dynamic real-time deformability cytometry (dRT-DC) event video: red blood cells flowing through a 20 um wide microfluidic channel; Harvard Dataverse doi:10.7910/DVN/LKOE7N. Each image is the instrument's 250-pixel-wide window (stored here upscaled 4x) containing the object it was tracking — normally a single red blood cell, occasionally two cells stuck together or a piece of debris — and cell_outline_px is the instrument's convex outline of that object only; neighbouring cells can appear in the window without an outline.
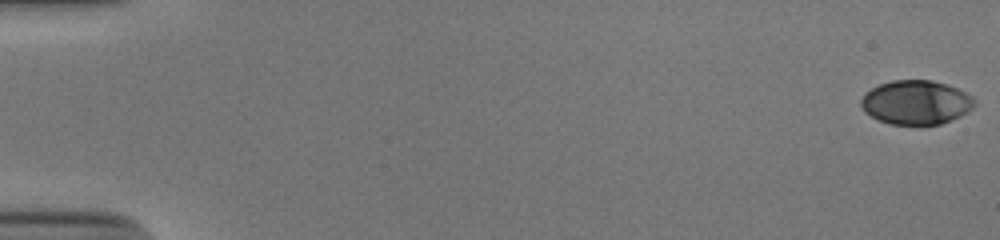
{"species": "human", "species_latin": "Homo sapiens", "temperature_condition": "cold", "stored_images_in_passage": 54, "camera_frame_rate_fps": 3000, "um_per_image_px": 0.085, "donor": {"sex": "male"}, "frame": {"image": 1, "passage_image": 1, "time_ms": 0.0, "image_size_px": [1000, 240], "cell_outline_px": [[976, 104], [968, 112], [960, 116], [940, 124], [892, 124], [880, 120], [864, 112], [860, 104], [860, 100], [872, 88], [880, 84], [892, 80], [932, 80], [948, 84], [972, 96], [976, 100]], "centroid_in_image_um": [77.89, 8.69], "position_along_channel_um": 7.1, "area_um2": 29.02}}
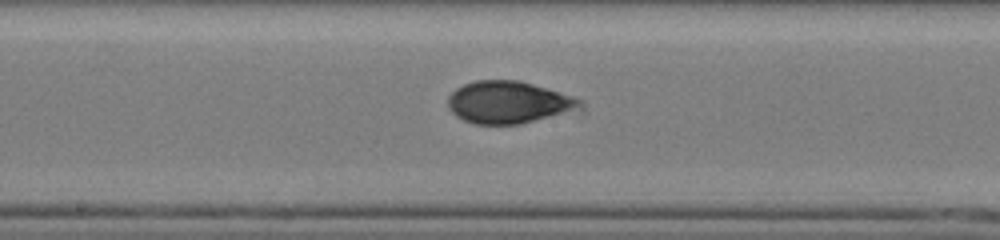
{"frame": {"image": 2, "passage_image": 30, "time_ms": 9.667, "image_size_px": [1000, 240], "cell_outline_px": [[580, 100], [576, 104], [560, 112], [548, 116], [520, 124], [476, 124], [464, 120], [456, 116], [448, 108], [448, 96], [456, 88], [464, 84], [476, 80], [516, 80], [532, 84], [572, 96]], "centroid_in_image_um": [43.02, 8.68], "position_along_channel_um": 205.2, "area_um2": 31.21}}
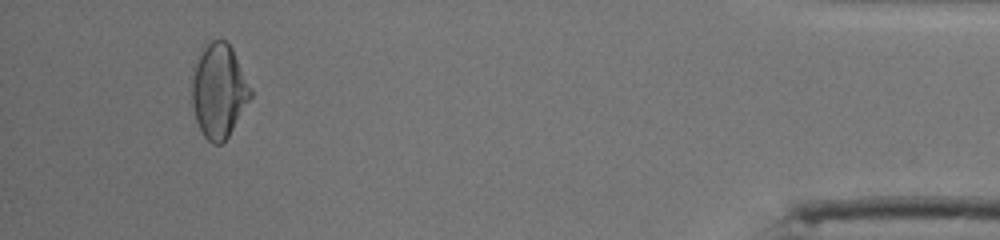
{"frame": {"image": 3, "passage_image": 51, "time_ms": 16.667, "image_size_px": [1000, 240], "cell_outline_px": [[252, 96], [228, 136], [220, 144], [212, 144], [204, 136], [196, 120], [192, 104], [192, 80], [196, 64], [204, 48], [212, 40], [228, 40], [252, 88]], "centroid_in_image_um": [18.62, 7.73], "position_along_channel_um": 416.6, "area_um2": 31.67}, "authors_computed_cell_mechanics": {"area_um2": 30.7785, "velocity_mm_per_s": 3.8881, "shape_relaxation_time_tau1_ms": 7.2729, "shape_relaxation_time_tau2_ms": 1.2728, "deformation_change_tau1": 0.2213, "deformation_change_tau2": 0.0436}}